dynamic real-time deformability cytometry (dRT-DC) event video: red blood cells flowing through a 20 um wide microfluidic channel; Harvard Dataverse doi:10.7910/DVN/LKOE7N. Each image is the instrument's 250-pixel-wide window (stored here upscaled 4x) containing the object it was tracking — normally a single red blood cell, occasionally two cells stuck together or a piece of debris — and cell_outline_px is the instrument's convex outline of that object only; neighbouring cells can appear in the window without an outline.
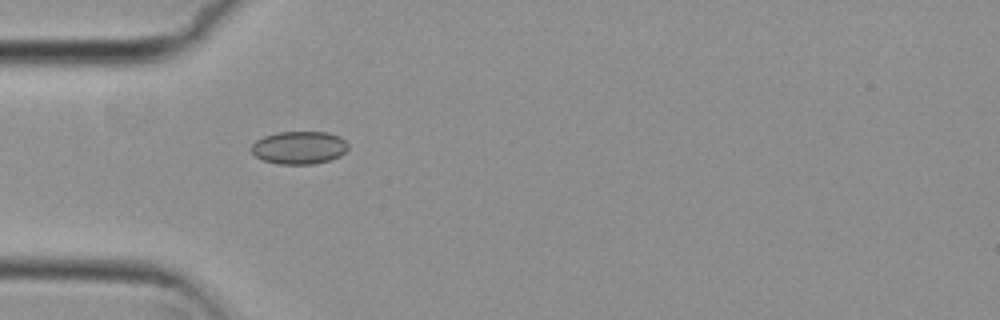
{"species": "common noctule bat (a hibernating species)", "species_latin": "Nyctalus noctula", "temperature_condition": "cold", "stored_images_in_passage": 6, "camera_frame_rate_fps": 3000, "um_per_image_px": 0.085, "animal": {"sex": "female", "body_mass_g": 29.2, "forearm_length_mm": 56.3}, "frame": {"image": 1, "passage_image": 2, "time_ms": 0.333, "image_size_px": [1000, 320], "cell_outline_px": [[348, 148], [340, 156], [328, 160], [312, 164], [280, 164], [264, 160], [256, 156], [248, 148], [256, 140], [264, 136], [276, 132], [328, 132], [340, 136], [348, 144]], "centroid_in_image_um": [25.41, 12.54], "position_along_channel_um": 59.6, "area_um2": 18.55}}
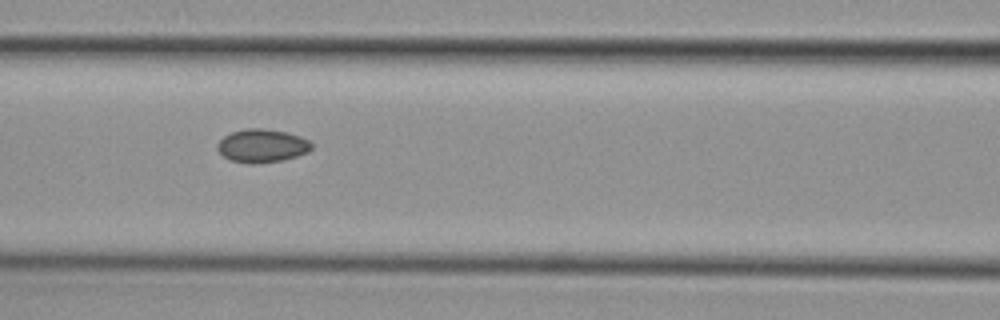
{"frame": {"image": 2, "passage_image": 4, "time_ms": 1.0, "image_size_px": [1000, 320], "cell_outline_px": [[312, 148], [308, 152], [296, 156], [280, 160], [252, 164], [232, 160], [224, 156], [216, 148], [216, 144], [224, 136], [232, 132], [244, 128], [264, 128], [288, 132], [300, 136], [308, 140], [312, 144]], "centroid_in_image_um": [22.27, 12.37], "position_along_channel_um": 144.3, "area_um2": 18.21}}
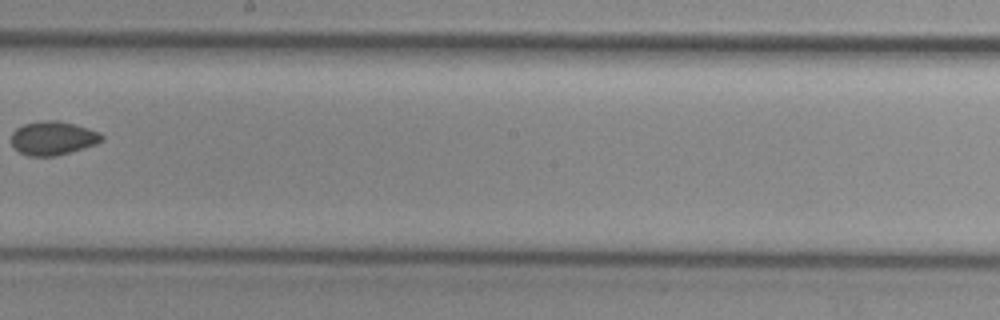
{"frame": {"image": 3, "passage_image": 6, "time_ms": 1.667, "image_size_px": [1000, 320], "cell_outline_px": [[104, 140], [96, 144], [56, 156], [28, 156], [20, 152], [12, 144], [12, 132], [16, 128], [24, 124], [44, 120], [56, 120], [88, 128], [100, 132], [104, 136]], "centroid_in_image_um": [4.51, 11.74], "position_along_channel_um": 243.7, "area_um2": 17.69}}